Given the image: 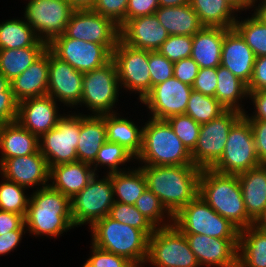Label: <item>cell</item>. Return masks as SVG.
<instances>
[{"label": "cell", "instance_id": "1", "mask_svg": "<svg viewBox=\"0 0 266 267\" xmlns=\"http://www.w3.org/2000/svg\"><path fill=\"white\" fill-rule=\"evenodd\" d=\"M138 166L144 173L147 188L160 199L172 216L198 195L202 169L195 165Z\"/></svg>", "mask_w": 266, "mask_h": 267}, {"label": "cell", "instance_id": "2", "mask_svg": "<svg viewBox=\"0 0 266 267\" xmlns=\"http://www.w3.org/2000/svg\"><path fill=\"white\" fill-rule=\"evenodd\" d=\"M29 196L24 218L29 236L56 238L75 228L69 197L50 185L34 190Z\"/></svg>", "mask_w": 266, "mask_h": 267}, {"label": "cell", "instance_id": "3", "mask_svg": "<svg viewBox=\"0 0 266 267\" xmlns=\"http://www.w3.org/2000/svg\"><path fill=\"white\" fill-rule=\"evenodd\" d=\"M198 194L239 230L253 225L246 211L238 175L219 173L211 168L202 169Z\"/></svg>", "mask_w": 266, "mask_h": 267}, {"label": "cell", "instance_id": "4", "mask_svg": "<svg viewBox=\"0 0 266 267\" xmlns=\"http://www.w3.org/2000/svg\"><path fill=\"white\" fill-rule=\"evenodd\" d=\"M142 148L135 158L140 165L175 166L194 165L191 153L167 120L149 117L142 123Z\"/></svg>", "mask_w": 266, "mask_h": 267}, {"label": "cell", "instance_id": "5", "mask_svg": "<svg viewBox=\"0 0 266 267\" xmlns=\"http://www.w3.org/2000/svg\"><path fill=\"white\" fill-rule=\"evenodd\" d=\"M89 230L93 245L127 258L136 267H145L149 237L142 230L109 216L96 221Z\"/></svg>", "mask_w": 266, "mask_h": 267}, {"label": "cell", "instance_id": "6", "mask_svg": "<svg viewBox=\"0 0 266 267\" xmlns=\"http://www.w3.org/2000/svg\"><path fill=\"white\" fill-rule=\"evenodd\" d=\"M173 224L183 234L239 239L240 230L211 208L199 194L173 216Z\"/></svg>", "mask_w": 266, "mask_h": 267}, {"label": "cell", "instance_id": "7", "mask_svg": "<svg viewBox=\"0 0 266 267\" xmlns=\"http://www.w3.org/2000/svg\"><path fill=\"white\" fill-rule=\"evenodd\" d=\"M83 92L79 106L88 108V115L117 113L121 88L117 68L113 60L104 66L83 74ZM116 104V105H115Z\"/></svg>", "mask_w": 266, "mask_h": 267}, {"label": "cell", "instance_id": "8", "mask_svg": "<svg viewBox=\"0 0 266 267\" xmlns=\"http://www.w3.org/2000/svg\"><path fill=\"white\" fill-rule=\"evenodd\" d=\"M200 267L185 235L174 225L156 228L148 240L145 266Z\"/></svg>", "mask_w": 266, "mask_h": 267}, {"label": "cell", "instance_id": "9", "mask_svg": "<svg viewBox=\"0 0 266 267\" xmlns=\"http://www.w3.org/2000/svg\"><path fill=\"white\" fill-rule=\"evenodd\" d=\"M260 164L252 128L249 120L242 115L231 127L223 154L211 169L223 174L239 175Z\"/></svg>", "mask_w": 266, "mask_h": 267}, {"label": "cell", "instance_id": "10", "mask_svg": "<svg viewBox=\"0 0 266 267\" xmlns=\"http://www.w3.org/2000/svg\"><path fill=\"white\" fill-rule=\"evenodd\" d=\"M96 174L88 185L70 199L71 216L75 227L88 225L89 228L98 220L109 215L113 206L114 194L111 177Z\"/></svg>", "mask_w": 266, "mask_h": 267}, {"label": "cell", "instance_id": "11", "mask_svg": "<svg viewBox=\"0 0 266 267\" xmlns=\"http://www.w3.org/2000/svg\"><path fill=\"white\" fill-rule=\"evenodd\" d=\"M80 112V109L78 113L76 109L65 112L56 127L39 138V151L46 158L49 169L58 164L78 161L76 148L81 128Z\"/></svg>", "mask_w": 266, "mask_h": 267}, {"label": "cell", "instance_id": "12", "mask_svg": "<svg viewBox=\"0 0 266 267\" xmlns=\"http://www.w3.org/2000/svg\"><path fill=\"white\" fill-rule=\"evenodd\" d=\"M112 60L117 68L121 90L123 88L130 94L134 92L141 102L151 91L149 51L132 48L119 40L112 52Z\"/></svg>", "mask_w": 266, "mask_h": 267}, {"label": "cell", "instance_id": "13", "mask_svg": "<svg viewBox=\"0 0 266 267\" xmlns=\"http://www.w3.org/2000/svg\"><path fill=\"white\" fill-rule=\"evenodd\" d=\"M74 10L68 0H28L23 16L38 38L49 44L65 33Z\"/></svg>", "mask_w": 266, "mask_h": 267}, {"label": "cell", "instance_id": "14", "mask_svg": "<svg viewBox=\"0 0 266 267\" xmlns=\"http://www.w3.org/2000/svg\"><path fill=\"white\" fill-rule=\"evenodd\" d=\"M117 45H100L83 40L57 36L48 49L72 68L85 73L104 66L112 60V52Z\"/></svg>", "mask_w": 266, "mask_h": 267}, {"label": "cell", "instance_id": "15", "mask_svg": "<svg viewBox=\"0 0 266 267\" xmlns=\"http://www.w3.org/2000/svg\"><path fill=\"white\" fill-rule=\"evenodd\" d=\"M242 115L236 110H226L217 118L201 125L197 144L191 152L196 167L211 168L220 159L229 131Z\"/></svg>", "mask_w": 266, "mask_h": 267}, {"label": "cell", "instance_id": "16", "mask_svg": "<svg viewBox=\"0 0 266 267\" xmlns=\"http://www.w3.org/2000/svg\"><path fill=\"white\" fill-rule=\"evenodd\" d=\"M67 37L100 45H117L120 27L92 9L74 10L67 23Z\"/></svg>", "mask_w": 266, "mask_h": 267}, {"label": "cell", "instance_id": "17", "mask_svg": "<svg viewBox=\"0 0 266 267\" xmlns=\"http://www.w3.org/2000/svg\"><path fill=\"white\" fill-rule=\"evenodd\" d=\"M192 86L174 76L152 87L140 104L147 107L148 116L167 120L174 115L185 114Z\"/></svg>", "mask_w": 266, "mask_h": 267}, {"label": "cell", "instance_id": "18", "mask_svg": "<svg viewBox=\"0 0 266 267\" xmlns=\"http://www.w3.org/2000/svg\"><path fill=\"white\" fill-rule=\"evenodd\" d=\"M83 74L49 50V82L47 95L59 104L75 109L81 102Z\"/></svg>", "mask_w": 266, "mask_h": 267}, {"label": "cell", "instance_id": "19", "mask_svg": "<svg viewBox=\"0 0 266 267\" xmlns=\"http://www.w3.org/2000/svg\"><path fill=\"white\" fill-rule=\"evenodd\" d=\"M50 169L46 158L38 150L26 156L5 159L0 164V175L27 190L40 189L49 185ZM38 186V187H37Z\"/></svg>", "mask_w": 266, "mask_h": 267}, {"label": "cell", "instance_id": "20", "mask_svg": "<svg viewBox=\"0 0 266 267\" xmlns=\"http://www.w3.org/2000/svg\"><path fill=\"white\" fill-rule=\"evenodd\" d=\"M200 267H238V239L184 234Z\"/></svg>", "mask_w": 266, "mask_h": 267}, {"label": "cell", "instance_id": "21", "mask_svg": "<svg viewBox=\"0 0 266 267\" xmlns=\"http://www.w3.org/2000/svg\"><path fill=\"white\" fill-rule=\"evenodd\" d=\"M58 104L49 95L25 99L18 103L16 121L40 138L56 127L57 121L64 115L65 112L60 113Z\"/></svg>", "mask_w": 266, "mask_h": 267}, {"label": "cell", "instance_id": "22", "mask_svg": "<svg viewBox=\"0 0 266 267\" xmlns=\"http://www.w3.org/2000/svg\"><path fill=\"white\" fill-rule=\"evenodd\" d=\"M168 36L155 14L133 18L120 28L123 43L147 51H158Z\"/></svg>", "mask_w": 266, "mask_h": 267}, {"label": "cell", "instance_id": "23", "mask_svg": "<svg viewBox=\"0 0 266 267\" xmlns=\"http://www.w3.org/2000/svg\"><path fill=\"white\" fill-rule=\"evenodd\" d=\"M255 58L251 48L234 28L225 33L220 65L247 85L253 75Z\"/></svg>", "mask_w": 266, "mask_h": 267}, {"label": "cell", "instance_id": "24", "mask_svg": "<svg viewBox=\"0 0 266 267\" xmlns=\"http://www.w3.org/2000/svg\"><path fill=\"white\" fill-rule=\"evenodd\" d=\"M49 82V49H47L22 74L10 81L15 100L19 103L25 99L47 95Z\"/></svg>", "mask_w": 266, "mask_h": 267}, {"label": "cell", "instance_id": "25", "mask_svg": "<svg viewBox=\"0 0 266 267\" xmlns=\"http://www.w3.org/2000/svg\"><path fill=\"white\" fill-rule=\"evenodd\" d=\"M94 175L93 167L85 162L58 164L50 168L49 185L71 199Z\"/></svg>", "mask_w": 266, "mask_h": 267}, {"label": "cell", "instance_id": "26", "mask_svg": "<svg viewBox=\"0 0 266 267\" xmlns=\"http://www.w3.org/2000/svg\"><path fill=\"white\" fill-rule=\"evenodd\" d=\"M228 30L219 27H202L192 36L191 58L199 68L220 66L223 40Z\"/></svg>", "mask_w": 266, "mask_h": 267}, {"label": "cell", "instance_id": "27", "mask_svg": "<svg viewBox=\"0 0 266 267\" xmlns=\"http://www.w3.org/2000/svg\"><path fill=\"white\" fill-rule=\"evenodd\" d=\"M81 112V128L76 148L78 161L92 164L101 146L107 141L105 114L88 115Z\"/></svg>", "mask_w": 266, "mask_h": 267}, {"label": "cell", "instance_id": "28", "mask_svg": "<svg viewBox=\"0 0 266 267\" xmlns=\"http://www.w3.org/2000/svg\"><path fill=\"white\" fill-rule=\"evenodd\" d=\"M39 150V138L18 121L0 129V164L8 158L26 156Z\"/></svg>", "mask_w": 266, "mask_h": 267}, {"label": "cell", "instance_id": "29", "mask_svg": "<svg viewBox=\"0 0 266 267\" xmlns=\"http://www.w3.org/2000/svg\"><path fill=\"white\" fill-rule=\"evenodd\" d=\"M248 216L254 221L266 207V164L238 175Z\"/></svg>", "mask_w": 266, "mask_h": 267}, {"label": "cell", "instance_id": "30", "mask_svg": "<svg viewBox=\"0 0 266 267\" xmlns=\"http://www.w3.org/2000/svg\"><path fill=\"white\" fill-rule=\"evenodd\" d=\"M128 118L119 112L105 114L107 141L123 146L136 158L142 148L143 126Z\"/></svg>", "mask_w": 266, "mask_h": 267}, {"label": "cell", "instance_id": "31", "mask_svg": "<svg viewBox=\"0 0 266 267\" xmlns=\"http://www.w3.org/2000/svg\"><path fill=\"white\" fill-rule=\"evenodd\" d=\"M154 14L169 35L193 36L203 27L190 3L175 7L160 6Z\"/></svg>", "mask_w": 266, "mask_h": 267}, {"label": "cell", "instance_id": "32", "mask_svg": "<svg viewBox=\"0 0 266 267\" xmlns=\"http://www.w3.org/2000/svg\"><path fill=\"white\" fill-rule=\"evenodd\" d=\"M217 79L215 98L226 110L244 114L247 110L243 101L249 97L247 84L221 65L217 67Z\"/></svg>", "mask_w": 266, "mask_h": 267}, {"label": "cell", "instance_id": "33", "mask_svg": "<svg viewBox=\"0 0 266 267\" xmlns=\"http://www.w3.org/2000/svg\"><path fill=\"white\" fill-rule=\"evenodd\" d=\"M203 27L231 29L239 13L227 0H190Z\"/></svg>", "mask_w": 266, "mask_h": 267}, {"label": "cell", "instance_id": "34", "mask_svg": "<svg viewBox=\"0 0 266 267\" xmlns=\"http://www.w3.org/2000/svg\"><path fill=\"white\" fill-rule=\"evenodd\" d=\"M47 49L48 44L42 40L31 47L0 49V72L12 81L28 69Z\"/></svg>", "mask_w": 266, "mask_h": 267}, {"label": "cell", "instance_id": "35", "mask_svg": "<svg viewBox=\"0 0 266 267\" xmlns=\"http://www.w3.org/2000/svg\"><path fill=\"white\" fill-rule=\"evenodd\" d=\"M238 267H266V232L254 226L239 231Z\"/></svg>", "mask_w": 266, "mask_h": 267}, {"label": "cell", "instance_id": "36", "mask_svg": "<svg viewBox=\"0 0 266 267\" xmlns=\"http://www.w3.org/2000/svg\"><path fill=\"white\" fill-rule=\"evenodd\" d=\"M115 202L134 205L147 188V181L142 169L137 166L128 170L111 173Z\"/></svg>", "mask_w": 266, "mask_h": 267}, {"label": "cell", "instance_id": "37", "mask_svg": "<svg viewBox=\"0 0 266 267\" xmlns=\"http://www.w3.org/2000/svg\"><path fill=\"white\" fill-rule=\"evenodd\" d=\"M40 39L24 17L0 23V49H20L34 46Z\"/></svg>", "mask_w": 266, "mask_h": 267}, {"label": "cell", "instance_id": "38", "mask_svg": "<svg viewBox=\"0 0 266 267\" xmlns=\"http://www.w3.org/2000/svg\"><path fill=\"white\" fill-rule=\"evenodd\" d=\"M135 161V157L123 146L106 141L99 149L96 159L91 166L96 174L100 172L99 169L102 167L107 170L106 172L103 171L104 174H111L130 169L129 166L127 168L124 166H126L128 162Z\"/></svg>", "mask_w": 266, "mask_h": 267}, {"label": "cell", "instance_id": "39", "mask_svg": "<svg viewBox=\"0 0 266 267\" xmlns=\"http://www.w3.org/2000/svg\"><path fill=\"white\" fill-rule=\"evenodd\" d=\"M249 14L251 15L245 19L238 16L233 28L251 48L255 57L266 56V25L253 13Z\"/></svg>", "mask_w": 266, "mask_h": 267}, {"label": "cell", "instance_id": "40", "mask_svg": "<svg viewBox=\"0 0 266 267\" xmlns=\"http://www.w3.org/2000/svg\"><path fill=\"white\" fill-rule=\"evenodd\" d=\"M225 111L226 109L215 97L193 90L190 94L185 114L202 125L217 118Z\"/></svg>", "mask_w": 266, "mask_h": 267}, {"label": "cell", "instance_id": "41", "mask_svg": "<svg viewBox=\"0 0 266 267\" xmlns=\"http://www.w3.org/2000/svg\"><path fill=\"white\" fill-rule=\"evenodd\" d=\"M134 206L155 228L167 227L173 224V216L168 212L160 199L148 188L136 200Z\"/></svg>", "mask_w": 266, "mask_h": 267}, {"label": "cell", "instance_id": "42", "mask_svg": "<svg viewBox=\"0 0 266 267\" xmlns=\"http://www.w3.org/2000/svg\"><path fill=\"white\" fill-rule=\"evenodd\" d=\"M0 177L3 178L0 182V210L17 213L25 218L30 197L25 194L27 188Z\"/></svg>", "mask_w": 266, "mask_h": 267}, {"label": "cell", "instance_id": "43", "mask_svg": "<svg viewBox=\"0 0 266 267\" xmlns=\"http://www.w3.org/2000/svg\"><path fill=\"white\" fill-rule=\"evenodd\" d=\"M108 216L120 223L142 230L148 237H150L156 229L150 221L131 204L114 202Z\"/></svg>", "mask_w": 266, "mask_h": 267}, {"label": "cell", "instance_id": "44", "mask_svg": "<svg viewBox=\"0 0 266 267\" xmlns=\"http://www.w3.org/2000/svg\"><path fill=\"white\" fill-rule=\"evenodd\" d=\"M175 135L191 153L199 137L201 125L186 114L174 115L167 119Z\"/></svg>", "mask_w": 266, "mask_h": 267}, {"label": "cell", "instance_id": "45", "mask_svg": "<svg viewBox=\"0 0 266 267\" xmlns=\"http://www.w3.org/2000/svg\"><path fill=\"white\" fill-rule=\"evenodd\" d=\"M192 45V36L169 35L168 39L161 45L158 52L164 55L172 63H175L181 59L191 57Z\"/></svg>", "mask_w": 266, "mask_h": 267}, {"label": "cell", "instance_id": "46", "mask_svg": "<svg viewBox=\"0 0 266 267\" xmlns=\"http://www.w3.org/2000/svg\"><path fill=\"white\" fill-rule=\"evenodd\" d=\"M149 70L152 89L153 86L173 76L174 63L158 51H149Z\"/></svg>", "mask_w": 266, "mask_h": 267}, {"label": "cell", "instance_id": "47", "mask_svg": "<svg viewBox=\"0 0 266 267\" xmlns=\"http://www.w3.org/2000/svg\"><path fill=\"white\" fill-rule=\"evenodd\" d=\"M128 0H96L92 10L112 19L120 28L126 23Z\"/></svg>", "mask_w": 266, "mask_h": 267}, {"label": "cell", "instance_id": "48", "mask_svg": "<svg viewBox=\"0 0 266 267\" xmlns=\"http://www.w3.org/2000/svg\"><path fill=\"white\" fill-rule=\"evenodd\" d=\"M90 256L86 260L93 267H136L127 258L110 253L90 243Z\"/></svg>", "mask_w": 266, "mask_h": 267}, {"label": "cell", "instance_id": "49", "mask_svg": "<svg viewBox=\"0 0 266 267\" xmlns=\"http://www.w3.org/2000/svg\"><path fill=\"white\" fill-rule=\"evenodd\" d=\"M217 83V68H199L192 89L204 95L215 97Z\"/></svg>", "mask_w": 266, "mask_h": 267}, {"label": "cell", "instance_id": "50", "mask_svg": "<svg viewBox=\"0 0 266 267\" xmlns=\"http://www.w3.org/2000/svg\"><path fill=\"white\" fill-rule=\"evenodd\" d=\"M198 71V64L190 57L174 63L173 76L181 82L192 86L198 75Z\"/></svg>", "mask_w": 266, "mask_h": 267}, {"label": "cell", "instance_id": "51", "mask_svg": "<svg viewBox=\"0 0 266 267\" xmlns=\"http://www.w3.org/2000/svg\"><path fill=\"white\" fill-rule=\"evenodd\" d=\"M159 7V0H128L126 22L139 16L152 15Z\"/></svg>", "mask_w": 266, "mask_h": 267}, {"label": "cell", "instance_id": "52", "mask_svg": "<svg viewBox=\"0 0 266 267\" xmlns=\"http://www.w3.org/2000/svg\"><path fill=\"white\" fill-rule=\"evenodd\" d=\"M252 128L256 153L261 164H266V121L249 120Z\"/></svg>", "mask_w": 266, "mask_h": 267}, {"label": "cell", "instance_id": "53", "mask_svg": "<svg viewBox=\"0 0 266 267\" xmlns=\"http://www.w3.org/2000/svg\"><path fill=\"white\" fill-rule=\"evenodd\" d=\"M248 92L266 90V56L256 57Z\"/></svg>", "mask_w": 266, "mask_h": 267}, {"label": "cell", "instance_id": "54", "mask_svg": "<svg viewBox=\"0 0 266 267\" xmlns=\"http://www.w3.org/2000/svg\"><path fill=\"white\" fill-rule=\"evenodd\" d=\"M249 100L254 106L252 113L246 111L243 115L248 120H262L266 121V91H252L249 92ZM248 113V114H247Z\"/></svg>", "mask_w": 266, "mask_h": 267}, {"label": "cell", "instance_id": "55", "mask_svg": "<svg viewBox=\"0 0 266 267\" xmlns=\"http://www.w3.org/2000/svg\"><path fill=\"white\" fill-rule=\"evenodd\" d=\"M18 102L14 96H0V129L17 120Z\"/></svg>", "mask_w": 266, "mask_h": 267}, {"label": "cell", "instance_id": "56", "mask_svg": "<svg viewBox=\"0 0 266 267\" xmlns=\"http://www.w3.org/2000/svg\"><path fill=\"white\" fill-rule=\"evenodd\" d=\"M14 230H27L24 217L17 213L0 210V235Z\"/></svg>", "mask_w": 266, "mask_h": 267}, {"label": "cell", "instance_id": "57", "mask_svg": "<svg viewBox=\"0 0 266 267\" xmlns=\"http://www.w3.org/2000/svg\"><path fill=\"white\" fill-rule=\"evenodd\" d=\"M26 233L27 230H14L0 235V255L5 257L6 254L16 250Z\"/></svg>", "mask_w": 266, "mask_h": 267}, {"label": "cell", "instance_id": "58", "mask_svg": "<svg viewBox=\"0 0 266 267\" xmlns=\"http://www.w3.org/2000/svg\"><path fill=\"white\" fill-rule=\"evenodd\" d=\"M251 12L266 25V0L255 3Z\"/></svg>", "mask_w": 266, "mask_h": 267}, {"label": "cell", "instance_id": "59", "mask_svg": "<svg viewBox=\"0 0 266 267\" xmlns=\"http://www.w3.org/2000/svg\"><path fill=\"white\" fill-rule=\"evenodd\" d=\"M240 13L250 11L253 8L252 0H227ZM250 9V10H249Z\"/></svg>", "mask_w": 266, "mask_h": 267}, {"label": "cell", "instance_id": "60", "mask_svg": "<svg viewBox=\"0 0 266 267\" xmlns=\"http://www.w3.org/2000/svg\"><path fill=\"white\" fill-rule=\"evenodd\" d=\"M75 10L92 9L96 0H68Z\"/></svg>", "mask_w": 266, "mask_h": 267}, {"label": "cell", "instance_id": "61", "mask_svg": "<svg viewBox=\"0 0 266 267\" xmlns=\"http://www.w3.org/2000/svg\"><path fill=\"white\" fill-rule=\"evenodd\" d=\"M0 96H13L10 81L0 72Z\"/></svg>", "mask_w": 266, "mask_h": 267}, {"label": "cell", "instance_id": "62", "mask_svg": "<svg viewBox=\"0 0 266 267\" xmlns=\"http://www.w3.org/2000/svg\"><path fill=\"white\" fill-rule=\"evenodd\" d=\"M260 231L266 232V207L253 221V225Z\"/></svg>", "mask_w": 266, "mask_h": 267}, {"label": "cell", "instance_id": "63", "mask_svg": "<svg viewBox=\"0 0 266 267\" xmlns=\"http://www.w3.org/2000/svg\"><path fill=\"white\" fill-rule=\"evenodd\" d=\"M190 0H159L160 6L163 7H175L180 5H186L189 4Z\"/></svg>", "mask_w": 266, "mask_h": 267}, {"label": "cell", "instance_id": "64", "mask_svg": "<svg viewBox=\"0 0 266 267\" xmlns=\"http://www.w3.org/2000/svg\"><path fill=\"white\" fill-rule=\"evenodd\" d=\"M81 267H93L87 260Z\"/></svg>", "mask_w": 266, "mask_h": 267}, {"label": "cell", "instance_id": "65", "mask_svg": "<svg viewBox=\"0 0 266 267\" xmlns=\"http://www.w3.org/2000/svg\"><path fill=\"white\" fill-rule=\"evenodd\" d=\"M261 1H263V0H252V3H253V5H254L255 3H257V2H261Z\"/></svg>", "mask_w": 266, "mask_h": 267}]
</instances>
